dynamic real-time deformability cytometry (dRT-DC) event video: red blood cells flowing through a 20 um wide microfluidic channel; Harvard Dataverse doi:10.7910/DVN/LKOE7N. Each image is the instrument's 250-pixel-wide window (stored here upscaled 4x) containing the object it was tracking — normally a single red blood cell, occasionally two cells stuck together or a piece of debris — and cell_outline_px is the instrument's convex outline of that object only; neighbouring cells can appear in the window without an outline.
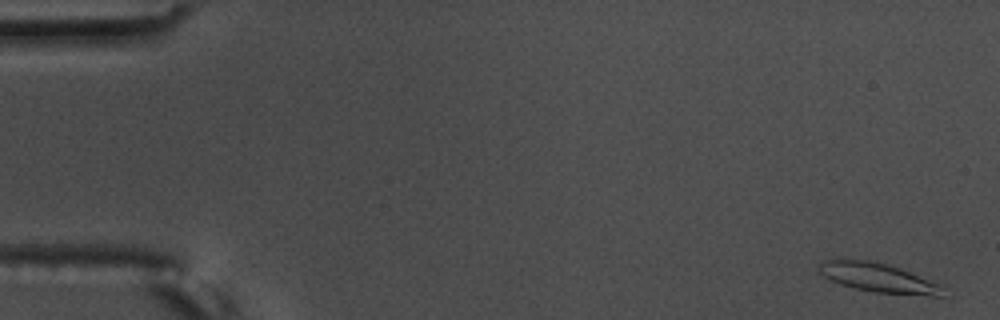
{"species": "common noctule bat (a hibernating species)", "species_latin": "Nyctalus noctula", "temperature_condition": "warm", "stored_images_in_passage": 12, "camera_frame_rate_fps": 3000, "um_per_image_px": 0.085, "animal": {"sex": "male", "body_mass_g": 17.5, "forearm_length_mm": 52.3}, "frame": {"image": 1, "passage_image": 2, "time_ms": 0.333, "image_size_px": [1000, 320], "cell_outline_px": [[948, 288], [944, 296], [932, 296], [876, 292], [856, 288], [840, 284], [824, 276], [820, 272], [820, 264], [824, 260], [868, 260], [888, 264], [900, 268], [944, 284]], "centroid_in_image_um": [74.82, 23.63], "position_along_channel_um": 10.2, "area_um2": 21.15}}